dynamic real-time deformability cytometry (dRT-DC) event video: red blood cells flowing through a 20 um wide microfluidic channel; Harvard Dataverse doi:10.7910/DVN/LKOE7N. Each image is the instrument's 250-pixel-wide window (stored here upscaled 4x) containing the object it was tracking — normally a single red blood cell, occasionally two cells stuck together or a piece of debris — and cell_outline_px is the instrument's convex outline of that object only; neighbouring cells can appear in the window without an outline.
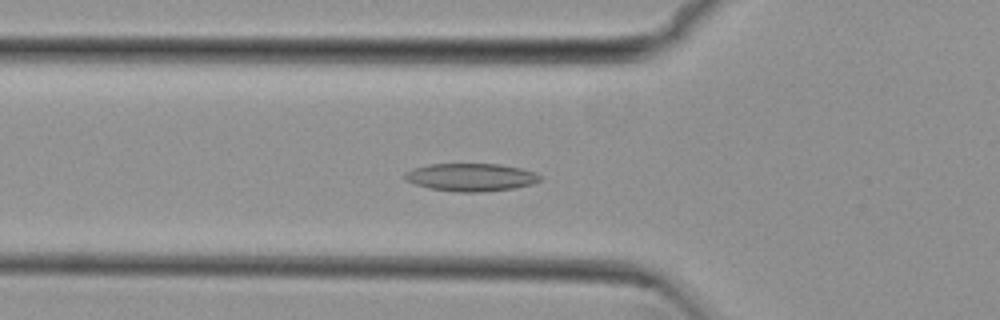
{"species": "common noctule bat (a hibernating species)", "species_latin": "Nyctalus noctula", "temperature_condition": "cold", "stored_images_in_passage": 53, "camera_frame_rate_fps": 3000, "um_per_image_px": 0.085, "animal": {"sex": "female", "body_mass_g": 29.2, "forearm_length_mm": 56.3}, "frame": {"image": 1, "passage_image": 18, "time_ms": 5.667, "image_size_px": [1000, 320], "cell_outline_px": [[544, 176], [540, 180], [532, 184], [516, 188], [480, 192], [460, 192], [428, 188], [404, 180], [404, 172], [412, 168], [428, 164], [500, 164], [520, 168], [536, 172]], "centroid_in_image_um": [40.03, 15.06], "position_along_channel_um": 85.8, "area_um2": 22.14}}
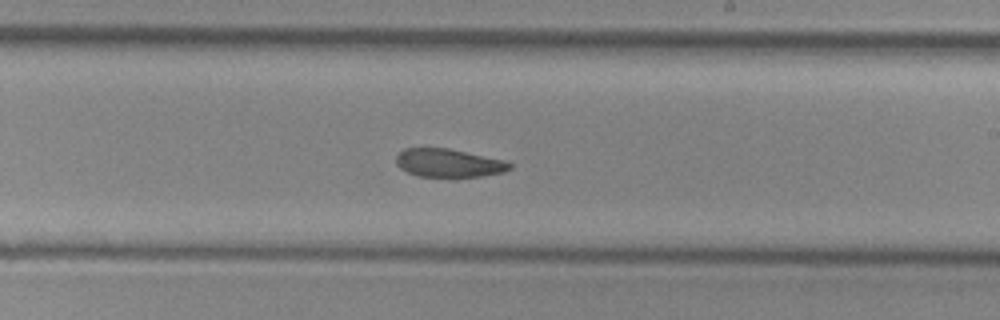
{"frame": {"image": 2, "passage_image": 31, "time_ms": 10.0, "image_size_px": [1000, 320], "cell_outline_px": [[512, 168], [504, 172], [456, 180], [416, 176], [400, 168], [396, 164], [396, 156], [404, 148], [448, 148], [504, 160], [512, 164]], "centroid_in_image_um": [38.13, 13.9], "position_along_channel_um": 250.9, "area_um2": 19.48}}
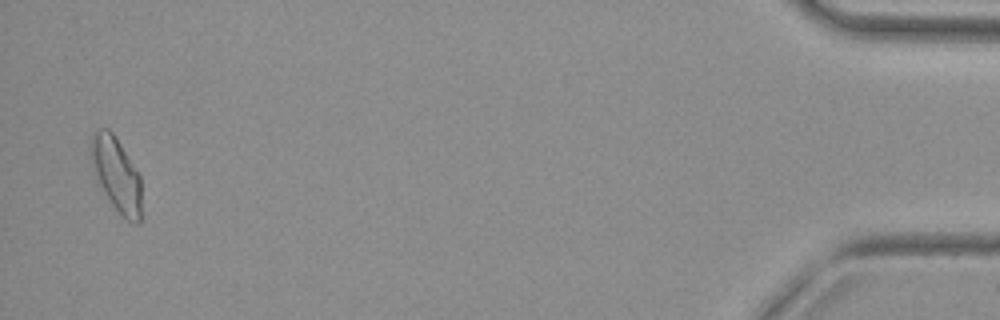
{"frame": {"image": 3, "passage_image": 52, "time_ms": 17.0, "image_size_px": [1000, 320], "cell_outline_px": [[140, 224], [132, 224], [120, 216], [96, 184], [92, 172], [88, 152], [92, 132], [96, 128], [108, 128], [112, 132], [120, 144], [140, 176]], "centroid_in_image_um": [9.8, 14.84], "position_along_channel_um": 425.4, "area_um2": 22.72}, "authors_computed_cell_mechanics": {"area_um2": 20.6924, "velocity_mm_per_s": 3.8012, "shape_relaxation_time_tau1_ms": 11.2852, "shape_relaxation_time_tau2_ms": 6.8983, "deformation_change_tau1": 0.1823, "deformation_change_tau2": 0.122}}